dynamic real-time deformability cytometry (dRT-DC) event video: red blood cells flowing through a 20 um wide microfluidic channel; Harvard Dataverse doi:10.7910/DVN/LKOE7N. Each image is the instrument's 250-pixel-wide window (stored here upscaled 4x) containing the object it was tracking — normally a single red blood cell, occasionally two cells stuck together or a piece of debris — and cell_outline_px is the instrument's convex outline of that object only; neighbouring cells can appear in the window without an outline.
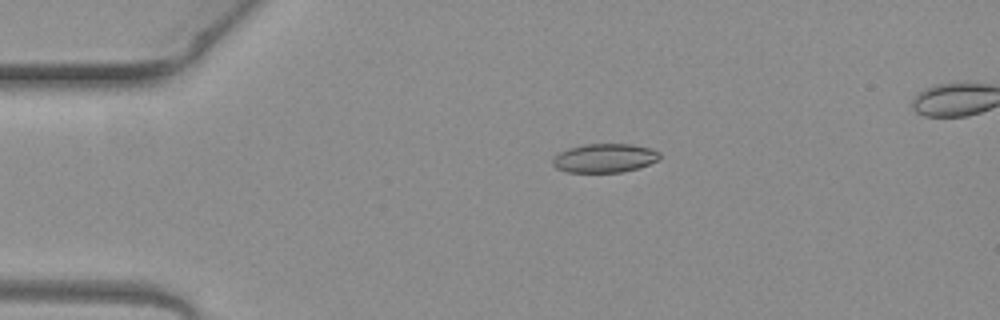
{"species": "common noctule bat (a hibernating species)", "species_latin": "Nyctalus noctula", "temperature_condition": "warm", "stored_images_in_passage": 6, "camera_frame_rate_fps": 3000, "um_per_image_px": 0.085, "animal": {"sex": "female", "body_mass_g": 19.3, "forearm_length_mm": 54.1}, "frame": {"image": 1, "passage_image": 4, "time_ms": 1.0, "image_size_px": [1000, 320], "cell_outline_px": [[660, 156], [656, 160], [648, 164], [636, 168], [620, 172], [568, 172], [556, 168], [552, 164], [552, 160], [560, 152], [568, 148], [584, 144], [632, 144], [652, 148], [660, 152]], "centroid_in_image_um": [51.38, 13.42], "position_along_channel_um": 33.6, "area_um2": 17.86}}